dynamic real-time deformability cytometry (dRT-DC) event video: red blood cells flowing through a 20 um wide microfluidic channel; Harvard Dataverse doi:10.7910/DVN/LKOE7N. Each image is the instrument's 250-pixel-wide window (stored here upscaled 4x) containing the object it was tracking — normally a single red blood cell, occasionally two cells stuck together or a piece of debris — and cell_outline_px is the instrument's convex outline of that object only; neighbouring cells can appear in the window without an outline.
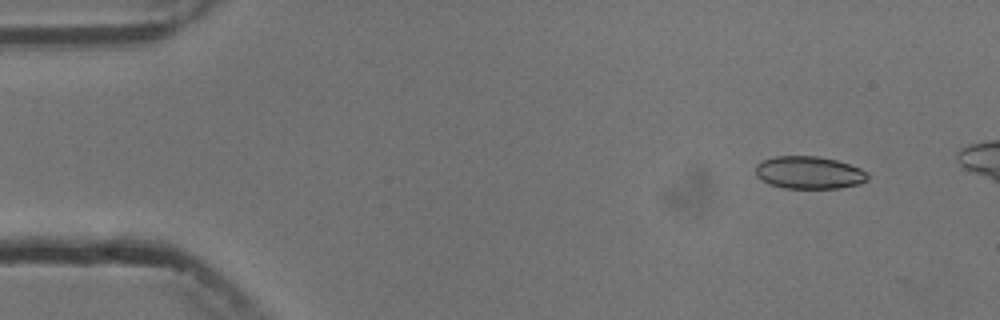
{"species": "common noctule bat (a hibernating species)", "species_latin": "Nyctalus noctula", "temperature_condition": "cold", "stored_images_in_passage": 4, "camera_frame_rate_fps": 3000, "um_per_image_px": 0.085, "animal": {"sex": "male", "body_mass_g": 13.3}, "frame": {"image": 1, "passage_image": 1, "time_ms": 0.0, "image_size_px": [1000, 320], "cell_outline_px": [[868, 180], [860, 184], [840, 188], [784, 188], [768, 184], [756, 176], [756, 164], [760, 160], [776, 156], [816, 156], [836, 160], [860, 168], [868, 172]], "centroid_in_image_um": [68.76, 14.67], "position_along_channel_um": 16.2, "area_um2": 21.44}}